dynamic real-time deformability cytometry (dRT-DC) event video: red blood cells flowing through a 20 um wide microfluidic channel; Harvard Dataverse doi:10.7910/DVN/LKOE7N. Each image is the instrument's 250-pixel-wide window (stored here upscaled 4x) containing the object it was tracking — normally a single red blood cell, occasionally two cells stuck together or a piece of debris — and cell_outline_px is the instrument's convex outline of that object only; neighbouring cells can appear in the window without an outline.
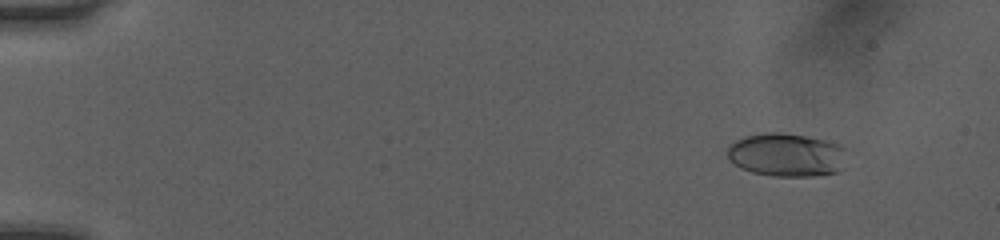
{"species": "human", "species_latin": "Homo sapiens", "temperature_condition": "room temperature", "stored_images_in_passage": 52, "camera_frame_rate_fps": 3000, "um_per_image_px": 0.085, "donor": {"sex": "female"}, "frame": {"image": 1, "passage_image": 6, "time_ms": 1.667, "image_size_px": [1000, 240], "cell_outline_px": [[848, 148], [844, 168], [836, 172], [812, 176], [772, 176], [752, 172], [740, 168], [728, 160], [728, 148], [736, 140], [744, 136], [768, 132], [776, 132], [804, 136], [828, 140], [840, 144]], "centroid_in_image_um": [66.91, 13.17], "position_along_channel_um": 18.1, "area_um2": 30.58}}
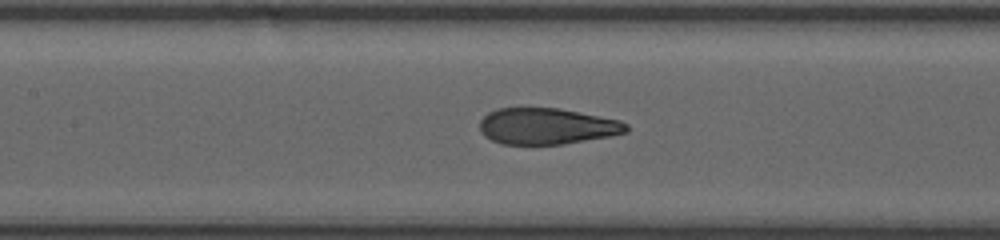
{"frame": {"image": 2, "passage_image": 26, "time_ms": 8.333, "image_size_px": [1000, 240], "cell_outline_px": [[628, 132], [612, 136], [564, 144], [500, 144], [484, 136], [480, 132], [480, 120], [488, 112], [496, 108], [560, 108], [620, 120], [628, 124]], "centroid_in_image_um": [46.49, 10.73], "position_along_channel_um": 160.9, "area_um2": 31.21}}
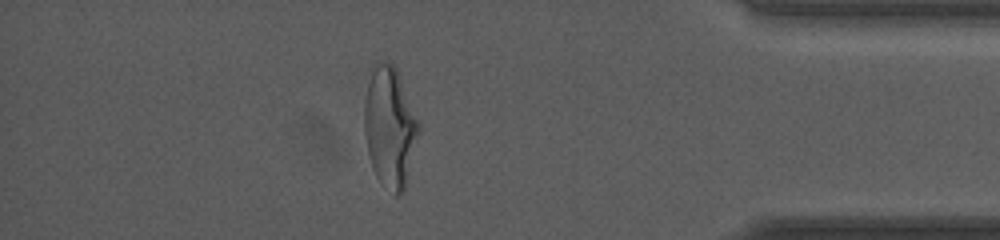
{"frame": {"image": 3, "passage_image": 46, "time_ms": 15.0, "image_size_px": [1000, 240], "cell_outline_px": [[420, 132], [404, 188], [396, 196], [376, 176], [372, 168], [368, 152], [364, 132], [364, 100], [372, 64], [380, 60], [392, 64], [396, 68], [420, 124]], "centroid_in_image_um": [33.12, 10.74], "position_along_channel_um": 402.1, "area_um2": 37.92}, "authors_computed_cell_mechanics": {"area_um2": 32.2813, "velocity_mm_per_s": 4.0816, "shape_relaxation_time_tau1_ms": 6.3827, "shape_relaxation_time_tau2_ms": 0.7939, "deformation_change_tau1": 0.2539, "deformation_change_tau2": 0.0857}}